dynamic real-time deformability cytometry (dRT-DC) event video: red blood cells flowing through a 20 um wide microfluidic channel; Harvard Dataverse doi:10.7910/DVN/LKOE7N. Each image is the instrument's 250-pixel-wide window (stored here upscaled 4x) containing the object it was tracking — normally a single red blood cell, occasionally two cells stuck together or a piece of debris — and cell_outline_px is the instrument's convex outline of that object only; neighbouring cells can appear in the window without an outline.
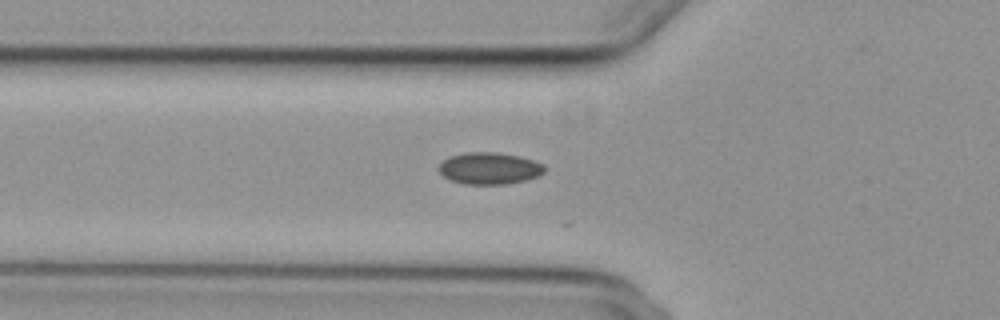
{"species": "common noctule bat (a hibernating species)", "species_latin": "Nyctalus noctula", "temperature_condition": "cold", "stored_images_in_passage": 41, "camera_frame_rate_fps": 3000, "um_per_image_px": 0.085, "animal": {"sex": "female", "body_mass_g": 29.2, "forearm_length_mm": 56.3}, "frame": {"image": 1, "passage_image": 11, "time_ms": 3.333, "image_size_px": [1000, 320], "cell_outline_px": [[544, 172], [536, 176], [524, 180], [504, 184], [464, 184], [452, 180], [444, 176], [440, 172], [440, 164], [444, 160], [452, 156], [468, 152], [496, 152], [520, 156], [544, 164]], "centroid_in_image_um": [41.61, 14.3], "position_along_channel_um": 84.2, "area_um2": 19.25}}
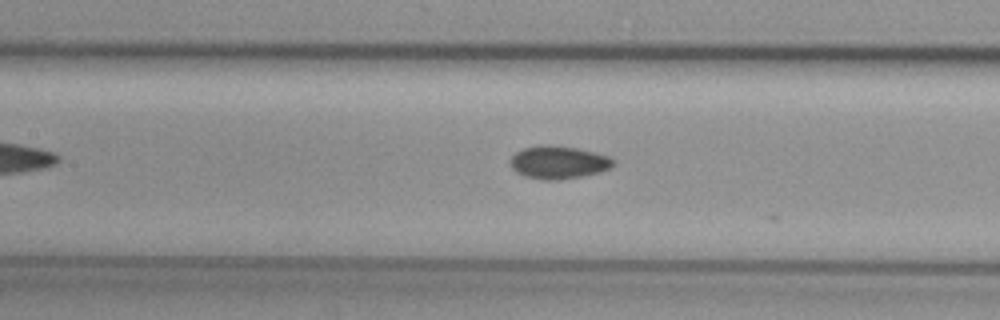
{"frame": {"image": 2, "passage_image": 17, "time_ms": 5.333, "image_size_px": [1000, 320], "cell_outline_px": [[616, 164], [612, 168], [600, 172], [580, 176], [552, 180], [540, 180], [524, 176], [516, 172], [512, 168], [512, 156], [516, 152], [524, 148], [544, 144], [576, 148], [596, 152], [608, 156], [616, 160]], "centroid_in_image_um": [47.51, 13.8], "position_along_channel_um": 159.9, "area_um2": 19.71}}
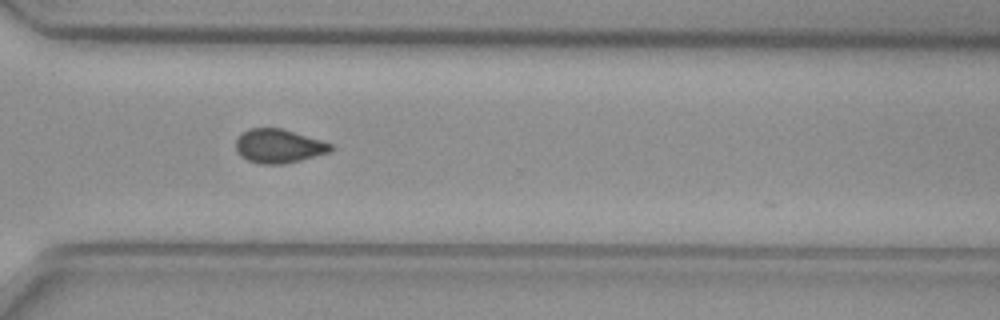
{"frame": {"image": 3, "passage_image": 32, "time_ms": 10.333, "image_size_px": [1000, 320], "cell_outline_px": [[332, 148], [328, 152], [300, 160], [284, 164], [260, 164], [248, 160], [240, 156], [236, 152], [236, 140], [248, 128], [284, 128], [332, 144]], "centroid_in_image_um": [23.65, 12.41], "position_along_channel_um": 346.9, "area_um2": 18.61}, "authors_computed_cell_mechanics": {"area_um2": 19.074, "velocity_mm_per_s": 3.7483, "shape_relaxation_time_tau1_ms": null, "shape_relaxation_time_tau2_ms": 4.1351, "deformation_change_tau1": null, "deformation_change_tau2": 0.0635}}